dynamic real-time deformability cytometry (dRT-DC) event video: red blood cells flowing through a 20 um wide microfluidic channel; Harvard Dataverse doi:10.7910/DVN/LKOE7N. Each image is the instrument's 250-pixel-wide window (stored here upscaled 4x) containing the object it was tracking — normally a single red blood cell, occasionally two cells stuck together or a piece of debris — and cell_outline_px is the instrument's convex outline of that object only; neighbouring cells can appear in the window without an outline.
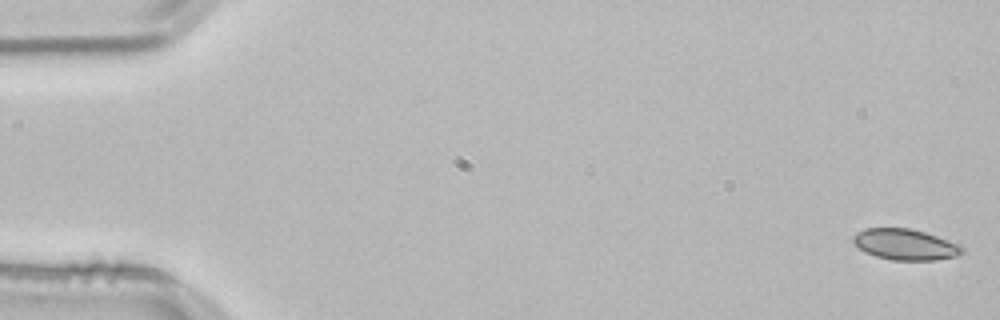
{"species": "common noctule bat (a hibernating species)", "species_latin": "Nyctalus noctula", "temperature_condition": "room temperature", "stored_images_in_passage": 10, "camera_frame_rate_fps": 3000, "um_per_image_px": 0.085, "animal": {"sex": "male", "body_mass_g": 21.5, "forearm_length_mm": 52.0}, "frame": {"image": 1, "passage_image": 1, "time_ms": 0.0, "image_size_px": [1000, 320], "cell_outline_px": [[964, 252], [956, 256], [936, 260], [892, 260], [876, 256], [864, 252], [852, 240], [852, 236], [856, 232], [864, 228], [908, 228], [924, 232], [960, 244], [964, 248]], "centroid_in_image_um": [76.94, 20.78], "position_along_channel_um": 8.1, "area_um2": 19.65}}